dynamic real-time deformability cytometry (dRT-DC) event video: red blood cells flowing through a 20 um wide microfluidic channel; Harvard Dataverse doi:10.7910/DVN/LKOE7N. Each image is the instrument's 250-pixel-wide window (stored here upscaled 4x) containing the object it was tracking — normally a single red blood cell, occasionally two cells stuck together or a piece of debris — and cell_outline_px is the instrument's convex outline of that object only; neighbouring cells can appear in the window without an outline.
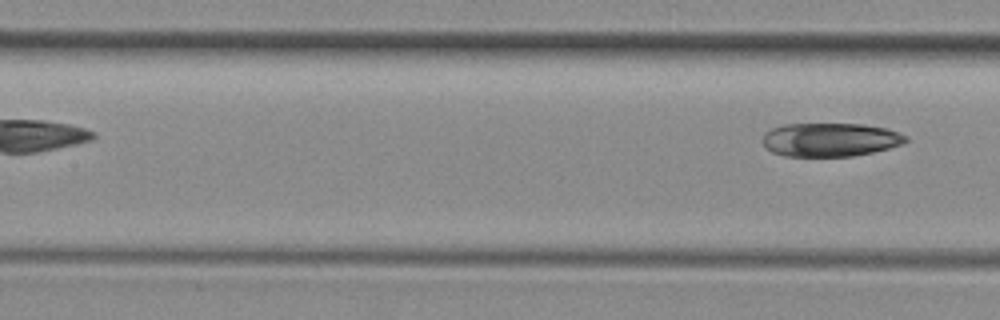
{"species": "common noctule bat (a hibernating species)", "species_latin": "Nyctalus noctula", "temperature_condition": "room temperature", "stored_images_in_passage": 5, "segment_of_instrument_passage": [2, 2], "camera_frame_rate_fps": 3000, "um_per_image_px": 0.085, "animal": {"sex": "female", "body_mass_g": 29.2, "forearm_length_mm": 56.3}, "frame": {"image": 1, "passage_image": 5, "time_ms": 5.667, "image_size_px": [1000, 320], "cell_outline_px": [[908, 140], [904, 144], [872, 152], [852, 156], [784, 156], [772, 152], [764, 144], [764, 136], [772, 128], [784, 124], [864, 124], [888, 128], [908, 136]], "centroid_in_image_um": [70.63, 11.87], "position_along_channel_um": 136.8, "area_um2": 27.98}}